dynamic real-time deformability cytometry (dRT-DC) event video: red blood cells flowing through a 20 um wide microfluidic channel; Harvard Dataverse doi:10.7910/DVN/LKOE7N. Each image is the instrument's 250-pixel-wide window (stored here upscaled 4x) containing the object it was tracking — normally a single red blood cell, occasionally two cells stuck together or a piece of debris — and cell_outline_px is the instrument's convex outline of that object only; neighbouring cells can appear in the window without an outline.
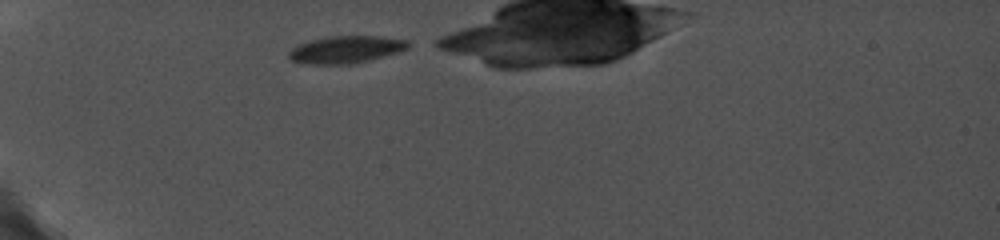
{"species": "common noctule bat (a hibernating species)", "species_latin": "Nyctalus noctula", "temperature_condition": "cold", "stored_images_in_passage": 5, "camera_frame_rate_fps": 5000, "um_per_image_px": 0.085, "animal": {"sex": "female", "body_mass_g": 19.0, "forearm_length_mm": 56.7}, "frame": {"image": 1, "passage_image": 1, "time_ms": 0.0, "image_size_px": [1000, 240], "cell_outline_px": [[416, 44], [408, 48], [396, 52], [356, 64], [300, 64], [292, 60], [288, 56], [288, 52], [292, 48], [300, 44], [312, 40], [328, 36], [384, 36], [408, 40]], "centroid_in_image_um": [29.45, 4.21], "position_along_channel_um": 55.6, "area_um2": 19.19}}